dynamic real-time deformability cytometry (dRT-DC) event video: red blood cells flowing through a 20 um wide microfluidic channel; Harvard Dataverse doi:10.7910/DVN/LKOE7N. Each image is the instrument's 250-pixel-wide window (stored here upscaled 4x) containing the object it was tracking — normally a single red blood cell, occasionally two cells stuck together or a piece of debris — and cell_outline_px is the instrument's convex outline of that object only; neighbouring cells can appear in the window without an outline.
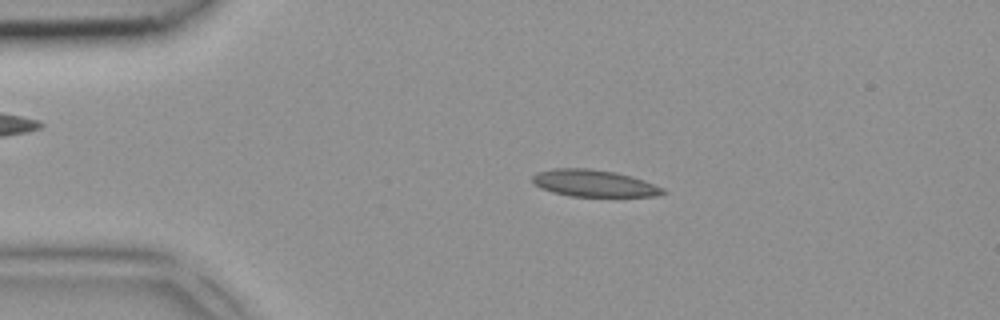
{"species": "common noctule bat (a hibernating species)", "species_latin": "Nyctalus noctula", "temperature_condition": "room temperature", "stored_images_in_passage": 1, "camera_frame_rate_fps": 3000, "um_per_image_px": 0.085, "animal": {"sex": "female", "body_mass_g": 18.4}, "frame": {"image": 1, "passage_image": 1, "time_ms": 0.0, "image_size_px": [1000, 320], "cell_outline_px": [[668, 192], [656, 196], [572, 196], [552, 192], [540, 188], [532, 180], [532, 176], [536, 172], [552, 168], [588, 168], [616, 172], [632, 176], [644, 180], [664, 188]], "centroid_in_image_um": [50.49, 15.57], "position_along_channel_um": 34.5, "area_um2": 20.52}}